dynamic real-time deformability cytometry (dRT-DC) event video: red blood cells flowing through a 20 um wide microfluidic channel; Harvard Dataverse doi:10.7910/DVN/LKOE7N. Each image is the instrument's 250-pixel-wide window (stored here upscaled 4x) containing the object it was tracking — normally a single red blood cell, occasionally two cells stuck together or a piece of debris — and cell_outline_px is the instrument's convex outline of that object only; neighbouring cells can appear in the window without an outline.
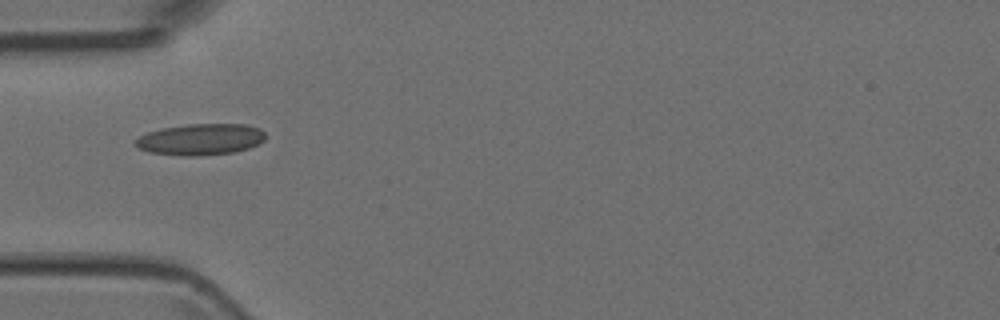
{"species": "Egyptian fruit bat (a non-hibernating species)", "species_latin": "Rousettus aegyptiacus", "temperature_condition": "room temperature", "stored_images_in_passage": 2, "camera_frame_rate_fps": 3000, "um_per_image_px": 0.085, "animal": {"sex": "female"}, "frame": {"image": 1, "passage_image": 1, "time_ms": 0.0, "image_size_px": [1000, 320], "cell_outline_px": [[264, 140], [248, 148], [236, 152], [196, 156], [184, 156], [148, 152], [140, 148], [136, 144], [136, 140], [140, 136], [148, 132], [160, 128], [188, 124], [244, 124], [260, 128], [264, 132]], "centroid_in_image_um": [17.05, 11.84], "position_along_channel_um": 67.9, "area_um2": 23.64}}
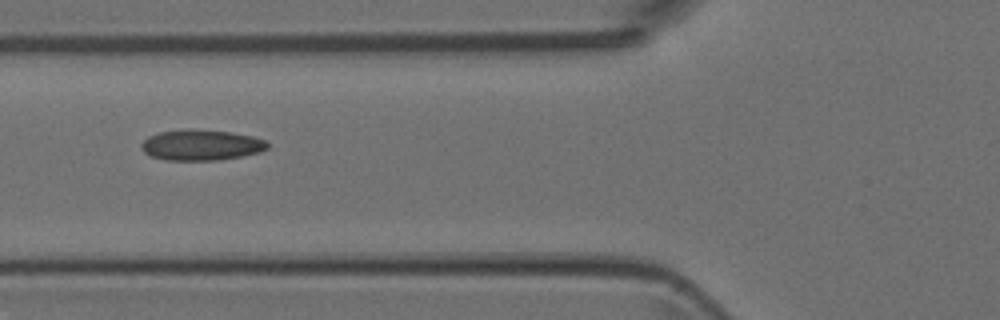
{"frame": {"image": 2, "passage_image": 2, "time_ms": 1.0, "image_size_px": [1000, 320], "cell_outline_px": [[268, 148], [260, 152], [220, 160], [164, 160], [152, 156], [144, 152], [140, 144], [148, 136], [160, 132], [228, 132], [252, 136], [264, 140], [268, 144]], "centroid_in_image_um": [17.11, 12.38], "position_along_channel_um": 108.7, "area_um2": 21.5}}